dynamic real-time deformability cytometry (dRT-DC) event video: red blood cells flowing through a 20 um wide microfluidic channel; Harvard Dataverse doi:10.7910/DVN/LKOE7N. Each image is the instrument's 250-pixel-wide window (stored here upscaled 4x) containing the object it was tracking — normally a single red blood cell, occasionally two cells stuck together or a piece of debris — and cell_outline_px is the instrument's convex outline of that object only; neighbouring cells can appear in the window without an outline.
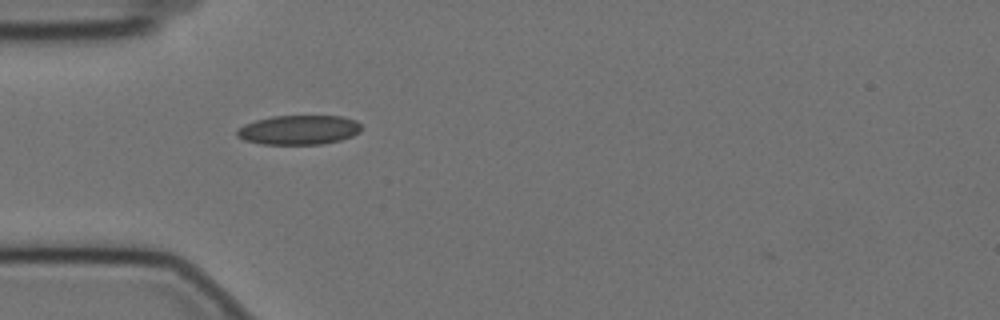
{"species": "Egyptian fruit bat (a non-hibernating species)", "species_latin": "Rousettus aegyptiacus", "temperature_condition": "cold", "stored_images_in_passage": 40, "camera_frame_rate_fps": 3000, "um_per_image_px": 0.085, "animal": {"sex": "female"}, "frame": {"image": 1, "passage_image": 5, "time_ms": 1.333, "image_size_px": [1000, 320], "cell_outline_px": [[360, 132], [352, 136], [340, 140], [324, 144], [260, 144], [244, 140], [236, 136], [236, 132], [244, 124], [256, 120], [272, 116], [340, 116], [356, 120], [360, 124]], "centroid_in_image_um": [25.39, 11.04], "position_along_channel_um": 59.6, "area_um2": 21.33}}
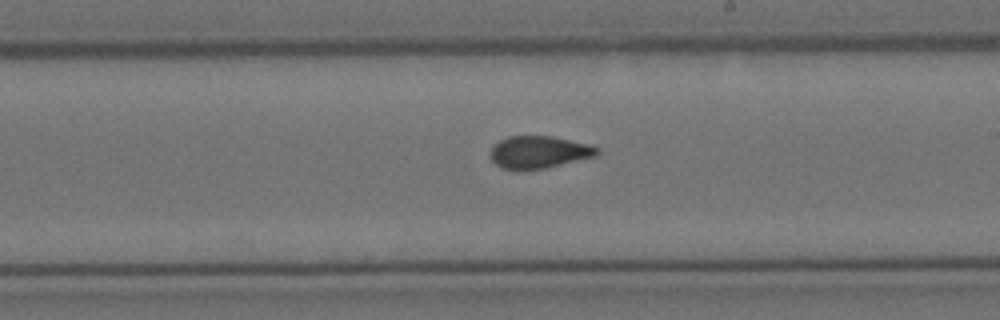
{"frame": {"image": 2, "passage_image": 21, "time_ms": 6.667, "image_size_px": [1000, 320], "cell_outline_px": [[600, 152], [596, 156], [544, 168], [520, 172], [516, 172], [500, 168], [492, 160], [492, 144], [508, 136], [552, 136], [588, 144], [600, 148]], "centroid_in_image_um": [45.78, 12.95], "position_along_channel_um": 243.2, "area_um2": 20.4}}
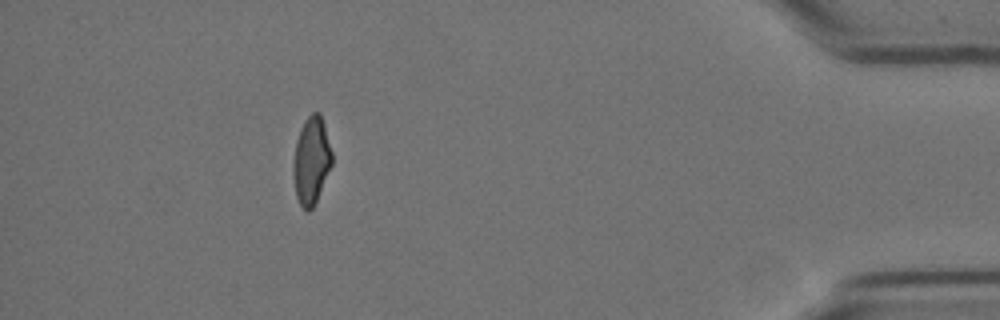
{"frame": {"image": 3, "passage_image": 40, "time_ms": 13.0, "image_size_px": [1000, 320], "cell_outline_px": [[332, 164], [316, 200], [312, 208], [308, 212], [300, 204], [296, 196], [292, 172], [292, 164], [296, 140], [300, 128], [304, 120], [312, 112], [320, 112], [324, 124], [332, 152]], "centroid_in_image_um": [26.44, 13.61], "position_along_channel_um": 408.8, "area_um2": 19.71}, "authors_computed_cell_mechanics": {"area_um2": 20.3167, "velocity_mm_per_s": 3.4738, "shape_relaxation_time_tau1_ms": 8.7315, "shape_relaxation_time_tau2_ms": 1.2064, "deformation_change_tau1": 0.1728, "deformation_change_tau2": 0.0522}}